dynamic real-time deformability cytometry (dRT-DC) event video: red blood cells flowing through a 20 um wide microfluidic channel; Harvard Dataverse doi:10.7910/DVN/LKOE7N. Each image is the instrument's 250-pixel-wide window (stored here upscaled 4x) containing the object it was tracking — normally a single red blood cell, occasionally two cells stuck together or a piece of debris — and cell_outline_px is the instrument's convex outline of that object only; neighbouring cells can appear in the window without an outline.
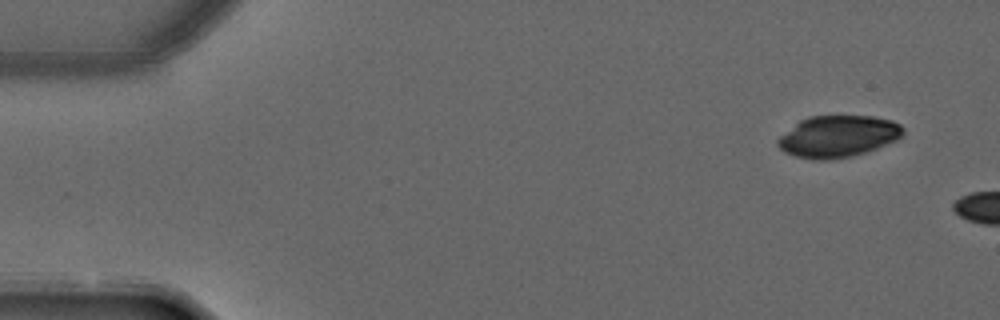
{"species": "common noctule bat (a hibernating species)", "species_latin": "Nyctalus noctula", "temperature_condition": "warm", "stored_images_in_passage": 2, "camera_frame_rate_fps": 3000, "um_per_image_px": 0.085, "animal": {"sex": "male", "forearm_length_mm": 52.5}, "frame": {"image": 1, "passage_image": 1, "time_ms": 0.0, "image_size_px": [1000, 320], "cell_outline_px": [[904, 132], [896, 140], [876, 148], [852, 156], [832, 160], [812, 160], [796, 156], [784, 152], [776, 144], [776, 140], [780, 136], [800, 120], [808, 116], [872, 116], [892, 120], [900, 124], [904, 128]], "centroid_in_image_um": [71.21, 11.59], "position_along_channel_um": 13.8, "area_um2": 30.46}}